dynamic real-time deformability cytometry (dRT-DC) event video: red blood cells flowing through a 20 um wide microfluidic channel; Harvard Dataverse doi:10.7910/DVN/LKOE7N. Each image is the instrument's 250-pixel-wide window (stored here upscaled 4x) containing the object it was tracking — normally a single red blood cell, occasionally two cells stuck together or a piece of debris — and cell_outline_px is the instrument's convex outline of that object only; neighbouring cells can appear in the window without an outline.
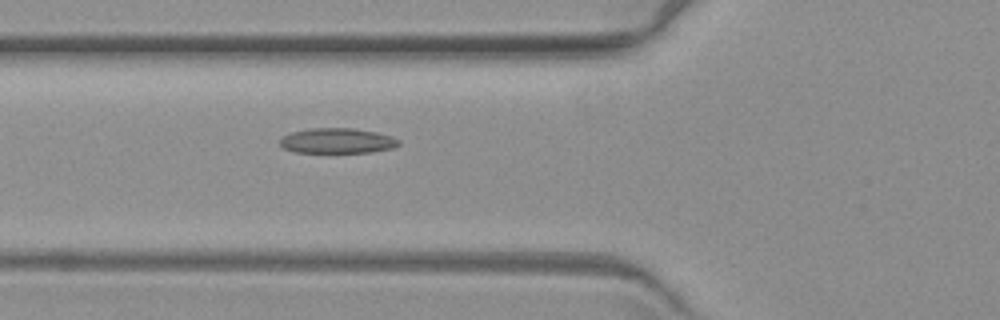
{"species": "common noctule bat (a hibernating species)", "species_latin": "Nyctalus noctula", "temperature_condition": "warm", "stored_images_in_passage": 6, "camera_frame_rate_fps": 3000, "um_per_image_px": 0.085, "animal": {"sex": "female", "body_mass_g": 19.3, "forearm_length_mm": 54.1}, "frame": {"image": 1, "passage_image": 6, "time_ms": 6.333, "image_size_px": [1000, 320], "cell_outline_px": [[400, 144], [392, 148], [368, 152], [296, 152], [284, 148], [280, 144], [280, 136], [292, 132], [312, 128], [352, 128], [376, 132], [392, 136], [400, 140]], "centroid_in_image_um": [28.66, 11.96], "position_along_channel_um": 97.1, "area_um2": 17.34}}